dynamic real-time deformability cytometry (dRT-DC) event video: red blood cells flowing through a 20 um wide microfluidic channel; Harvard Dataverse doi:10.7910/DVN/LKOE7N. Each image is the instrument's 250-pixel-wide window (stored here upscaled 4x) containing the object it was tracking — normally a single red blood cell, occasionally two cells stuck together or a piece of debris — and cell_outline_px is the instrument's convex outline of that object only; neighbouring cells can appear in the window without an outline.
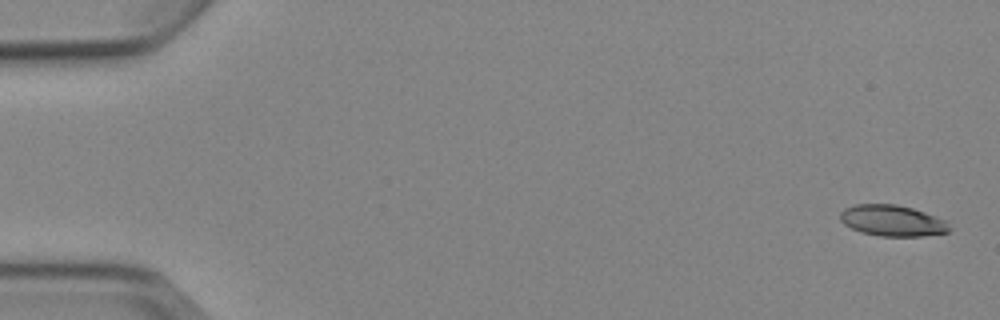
{"species": "Egyptian fruit bat (a non-hibernating species)", "species_latin": "Rousettus aegyptiacus", "temperature_condition": "cold", "stored_images_in_passage": 5, "camera_frame_rate_fps": 3000, "um_per_image_px": 0.085, "animal": {"sex": "female"}, "frame": {"image": 1, "passage_image": 1, "time_ms": 0.0, "image_size_px": [1000, 320], "cell_outline_px": [[952, 228], [948, 232], [924, 236], [880, 236], [860, 232], [844, 224], [840, 220], [840, 212], [844, 208], [856, 204], [896, 204], [912, 208], [948, 220]], "centroid_in_image_um": [75.88, 18.75], "position_along_channel_um": 9.1, "area_um2": 20.0}}
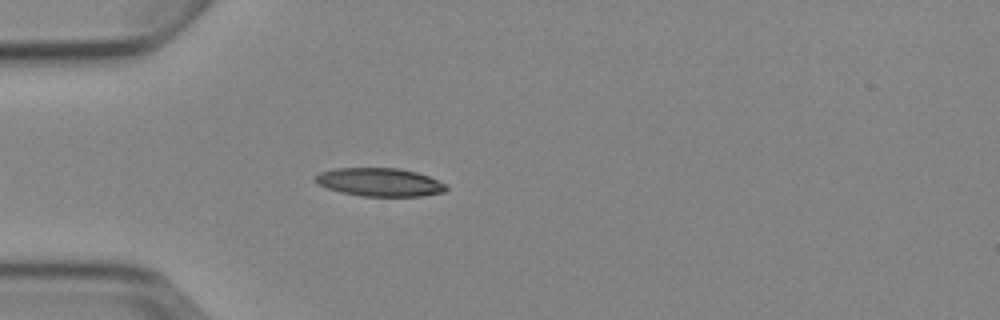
{"frame": {"image": 2, "passage_image": 5, "time_ms": 4.667, "image_size_px": [1000, 320], "cell_outline_px": [[448, 188], [444, 192], [420, 196], [360, 196], [328, 188], [316, 184], [312, 180], [320, 172], [336, 168], [400, 168], [416, 172], [428, 176], [444, 184]], "centroid_in_image_um": [32.24, 15.48], "position_along_channel_um": 52.8, "area_um2": 21.44}}